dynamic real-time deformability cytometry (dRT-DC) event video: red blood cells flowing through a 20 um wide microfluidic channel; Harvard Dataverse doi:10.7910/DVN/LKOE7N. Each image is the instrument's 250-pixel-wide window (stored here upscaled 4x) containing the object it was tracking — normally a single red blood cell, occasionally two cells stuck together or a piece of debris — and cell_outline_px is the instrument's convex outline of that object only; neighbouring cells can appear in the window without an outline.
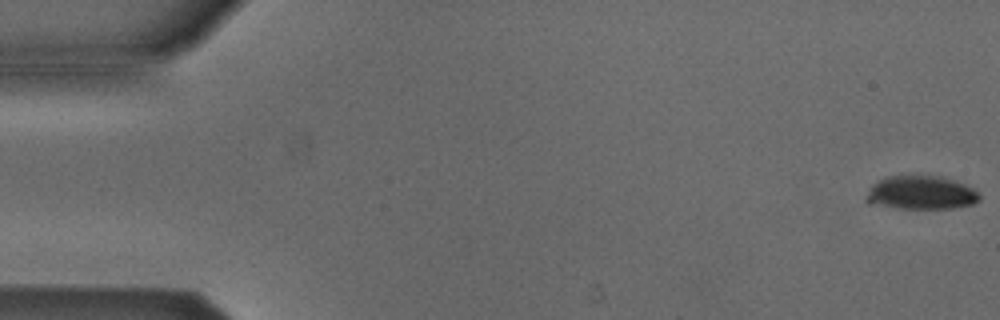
{"species": "Egyptian fruit bat (a non-hibernating species)", "species_latin": "Rousettus aegyptiacus", "temperature_condition": "cold", "stored_images_in_passage": 11, "camera_frame_rate_fps": 3000, "um_per_image_px": 0.085, "animal": {"sex": "male"}, "frame": {"image": 1, "passage_image": 1, "time_ms": 0.0, "image_size_px": [1000, 320], "cell_outline_px": [[980, 200], [972, 204], [952, 208], [900, 208], [868, 204], [864, 200], [872, 184], [888, 176], [940, 176], [956, 180], [972, 188], [980, 196]], "centroid_in_image_um": [78.26, 16.38], "position_along_channel_um": 6.7, "area_um2": 22.08}}